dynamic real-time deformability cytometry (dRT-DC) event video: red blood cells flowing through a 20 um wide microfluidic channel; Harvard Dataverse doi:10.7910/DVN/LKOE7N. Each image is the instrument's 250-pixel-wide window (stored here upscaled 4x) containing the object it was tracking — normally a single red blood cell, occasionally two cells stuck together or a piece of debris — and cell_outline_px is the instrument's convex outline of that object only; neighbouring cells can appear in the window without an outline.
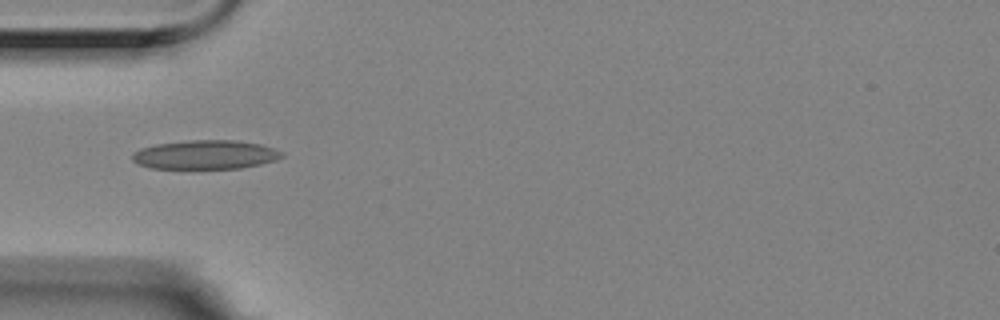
{"species": "Egyptian fruit bat (a non-hibernating species)", "species_latin": "Rousettus aegyptiacus", "temperature_condition": "room temperature", "stored_images_in_passage": 3, "camera_frame_rate_fps": 3000, "um_per_image_px": 0.085, "animal": {"sex": "female"}, "frame": {"image": 1, "passage_image": 1, "time_ms": 0.0, "image_size_px": [1000, 320], "cell_outline_px": [[284, 156], [276, 160], [260, 164], [240, 168], [152, 168], [136, 164], [132, 160], [132, 152], [140, 148], [156, 144], [192, 140], [236, 140], [260, 144], [284, 152]], "centroid_in_image_um": [17.44, 13.14], "position_along_channel_um": 67.6, "area_um2": 25.26}}
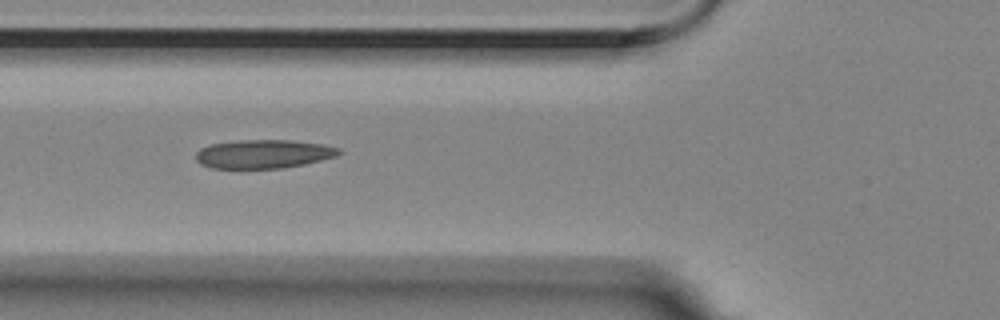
{"frame": {"image": 2, "passage_image": 2, "time_ms": 0.333, "image_size_px": [1000, 320], "cell_outline_px": [[344, 152], [336, 156], [304, 164], [280, 168], [240, 172], [212, 168], [200, 164], [196, 160], [196, 152], [200, 148], [208, 144], [236, 140], [288, 140], [324, 144], [340, 148]], "centroid_in_image_um": [22.32, 13.13], "position_along_channel_um": 103.5, "area_um2": 25.03}}
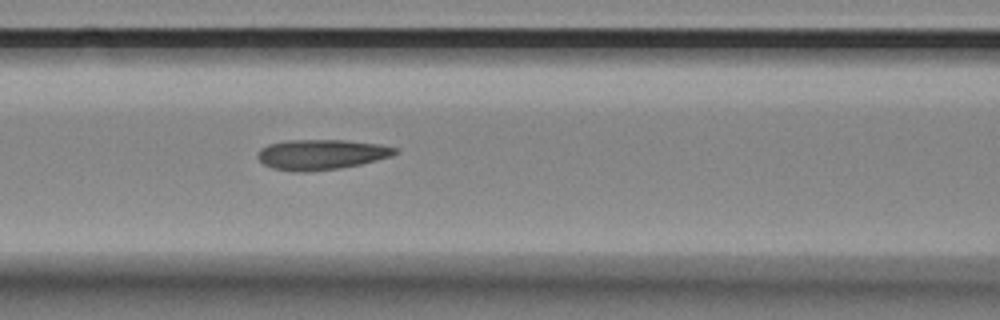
{"frame": {"image": 3, "passage_image": 3, "time_ms": 0.667, "image_size_px": [1000, 320], "cell_outline_px": [[400, 152], [392, 156], [360, 164], [340, 168], [308, 172], [296, 172], [272, 168], [264, 164], [256, 156], [260, 148], [268, 144], [288, 140], [344, 140], [380, 144], [400, 148]], "centroid_in_image_um": [27.33, 13.13], "position_along_channel_um": 139.3, "area_um2": 24.39}}